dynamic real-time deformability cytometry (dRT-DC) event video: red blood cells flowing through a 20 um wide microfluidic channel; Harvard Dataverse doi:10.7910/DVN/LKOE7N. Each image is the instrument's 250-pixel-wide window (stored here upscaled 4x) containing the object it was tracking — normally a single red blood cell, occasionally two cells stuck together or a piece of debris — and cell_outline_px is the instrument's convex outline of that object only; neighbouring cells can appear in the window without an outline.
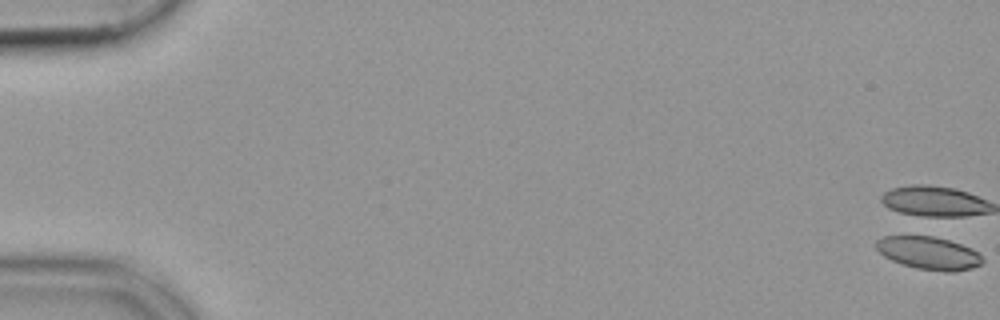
{"species": "common noctule bat (a hibernating species)", "species_latin": "Nyctalus noctula", "temperature_condition": "cold", "stored_images_in_passage": 52, "camera_frame_rate_fps": 3000, "um_per_image_px": 0.085, "animal": {"sex": "female", "body_mass_g": 19.9}, "frame": {"image": 1, "passage_image": 1, "time_ms": 0.0, "image_size_px": [1000, 320], "cell_outline_px": [[984, 260], [980, 264], [972, 268], [956, 272], [944, 272], [916, 268], [900, 264], [884, 256], [876, 248], [876, 240], [884, 236], [924, 232], [972, 248]], "centroid_in_image_um": [78.9, 21.46], "position_along_channel_um": 6.1, "area_um2": 21.1}}